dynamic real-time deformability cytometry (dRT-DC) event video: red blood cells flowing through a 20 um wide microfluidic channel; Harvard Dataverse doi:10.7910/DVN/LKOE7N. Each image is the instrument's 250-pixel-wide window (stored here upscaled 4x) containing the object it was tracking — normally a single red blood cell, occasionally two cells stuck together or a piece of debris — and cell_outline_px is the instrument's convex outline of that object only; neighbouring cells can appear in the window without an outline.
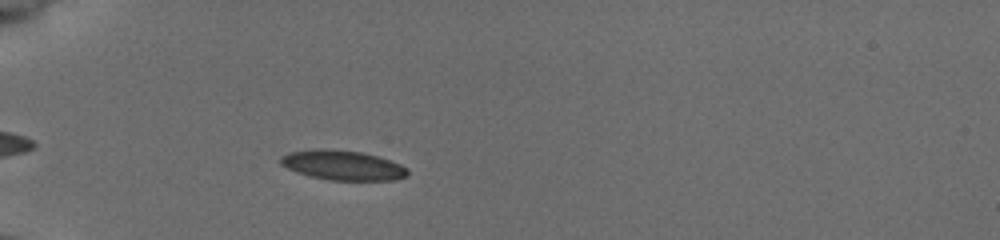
{"species": "common noctule bat (a hibernating species)", "species_latin": "Nyctalus noctula", "temperature_condition": "cold", "stored_images_in_passage": 33, "camera_frame_rate_fps": 3000, "um_per_image_px": 0.085, "animal": {"sex": "female", "body_mass_g": 19.5, "forearm_length_mm": 54.1}, "frame": {"image": 1, "passage_image": 7, "time_ms": 2.0, "image_size_px": [1000, 240], "cell_outline_px": [[408, 176], [396, 180], [328, 180], [296, 172], [280, 164], [280, 156], [288, 152], [316, 148], [320, 148], [360, 152], [376, 156], [400, 164], [408, 168]], "centroid_in_image_um": [29.11, 14.04], "position_along_channel_um": 55.9, "area_um2": 21.96}}
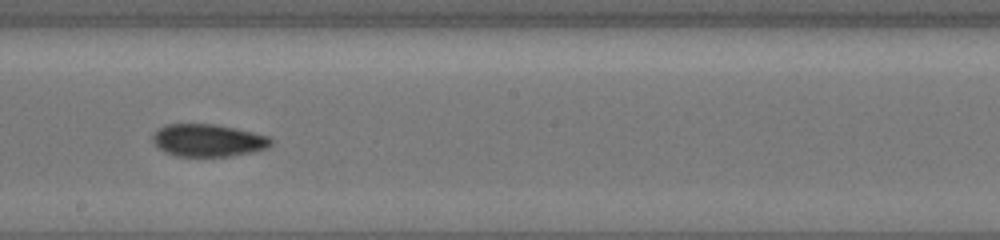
{"frame": {"image": 2, "passage_image": 17, "time_ms": 5.333, "image_size_px": [1000, 240], "cell_outline_px": [[272, 144], [268, 148], [252, 152], [232, 156], [176, 156], [164, 152], [156, 148], [152, 140], [152, 136], [160, 128], [168, 124], [216, 124], [236, 128], [272, 136]], "centroid_in_image_um": [17.72, 11.93], "position_along_channel_um": 230.5, "area_um2": 22.66}}
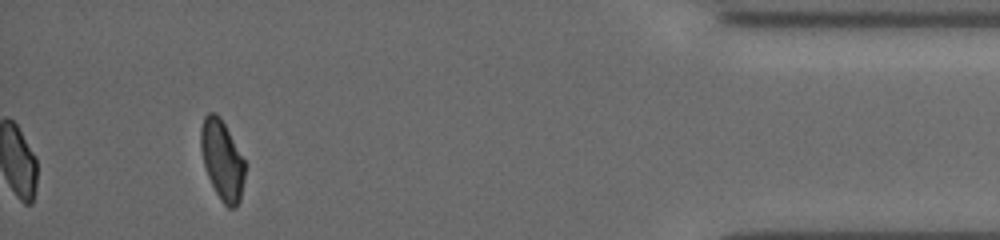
{"frame": {"image": 3, "passage_image": 33, "time_ms": 10.667, "image_size_px": [1000, 240], "cell_outline_px": [[244, 180], [240, 200], [236, 208], [228, 208], [220, 200], [208, 176], [204, 164], [200, 148], [200, 128], [204, 116], [208, 112], [216, 112], [220, 116], [244, 160]], "centroid_in_image_um": [18.86, 13.59], "position_along_channel_um": 416.3, "area_um2": 20.4}, "authors_computed_cell_mechanics": {"area_um2": 21.675, "velocity_mm_per_s": 3.9219, "shape_relaxation_time_tau1_ms": 9.7301, "shape_relaxation_time_tau2_ms": 1.0924, "deformation_change_tau1": 0.2328, "deformation_change_tau2": 0.0629}}